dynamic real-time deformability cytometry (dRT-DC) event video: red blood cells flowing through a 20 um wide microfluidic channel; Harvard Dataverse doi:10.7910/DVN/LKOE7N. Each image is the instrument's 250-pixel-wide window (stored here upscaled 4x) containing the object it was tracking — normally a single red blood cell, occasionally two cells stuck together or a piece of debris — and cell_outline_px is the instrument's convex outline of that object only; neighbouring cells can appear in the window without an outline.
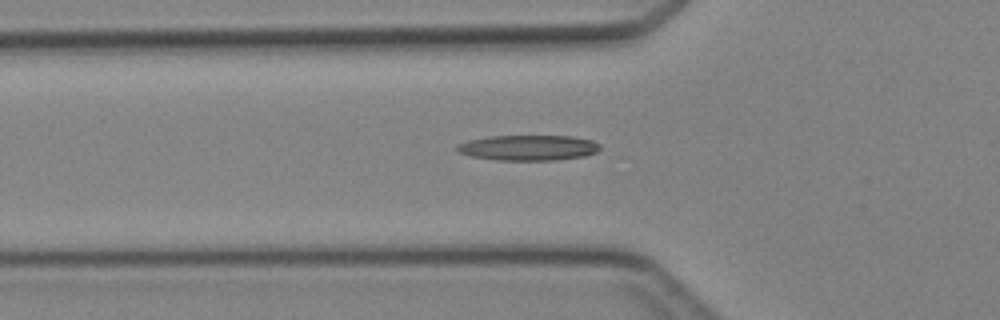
{"species": "Egyptian fruit bat (a non-hibernating species)", "species_latin": "Rousettus aegyptiacus", "temperature_condition": "cold", "stored_images_in_passage": 24, "camera_frame_rate_fps": 3000, "um_per_image_px": 0.085, "animal": {"sex": "female"}, "frame": {"image": 1, "passage_image": 4, "time_ms": 1.0, "image_size_px": [1000, 320], "cell_outline_px": [[600, 148], [596, 152], [584, 156], [556, 160], [496, 160], [468, 156], [456, 152], [456, 144], [468, 140], [488, 136], [572, 136], [592, 140], [600, 144]], "centroid_in_image_um": [44.85, 12.56], "position_along_channel_um": 80.9, "area_um2": 21.39}}
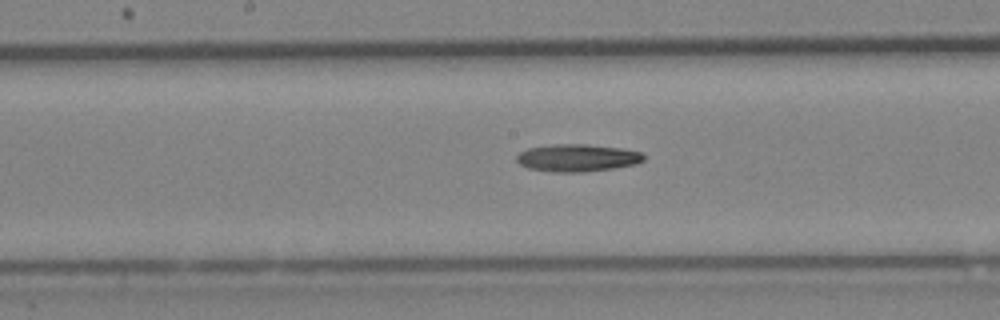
{"frame": {"image": 2, "passage_image": 12, "time_ms": 3.667, "image_size_px": [1000, 320], "cell_outline_px": [[644, 160], [636, 164], [612, 168], [580, 172], [556, 172], [528, 168], [520, 164], [516, 160], [516, 156], [520, 152], [528, 148], [552, 144], [584, 144], [620, 148], [644, 152]], "centroid_in_image_um": [49.07, 13.41], "position_along_channel_um": 199.1, "area_um2": 20.23}}
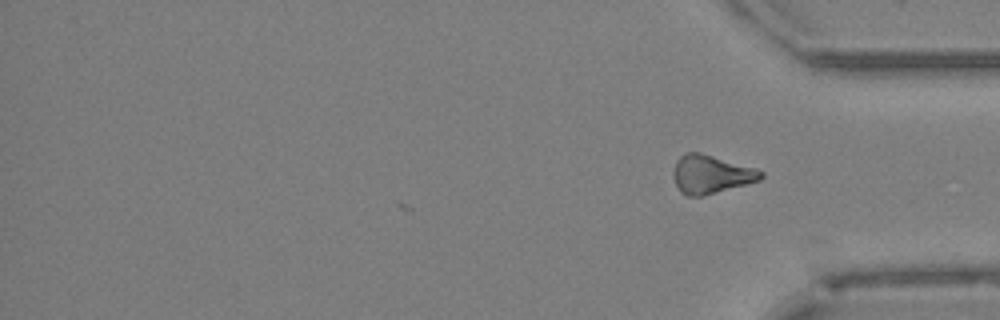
{"frame": {"image": 3, "passage_image": 24, "time_ms": 7.667, "image_size_px": [1000, 320], "cell_outline_px": [[764, 176], [760, 180], [704, 196], [688, 196], [680, 192], [672, 176], [672, 172], [676, 160], [684, 152], [700, 152], [756, 168], [764, 172]], "centroid_in_image_um": [60.41, 14.81], "position_along_channel_um": 374.8, "area_um2": 19.77}}